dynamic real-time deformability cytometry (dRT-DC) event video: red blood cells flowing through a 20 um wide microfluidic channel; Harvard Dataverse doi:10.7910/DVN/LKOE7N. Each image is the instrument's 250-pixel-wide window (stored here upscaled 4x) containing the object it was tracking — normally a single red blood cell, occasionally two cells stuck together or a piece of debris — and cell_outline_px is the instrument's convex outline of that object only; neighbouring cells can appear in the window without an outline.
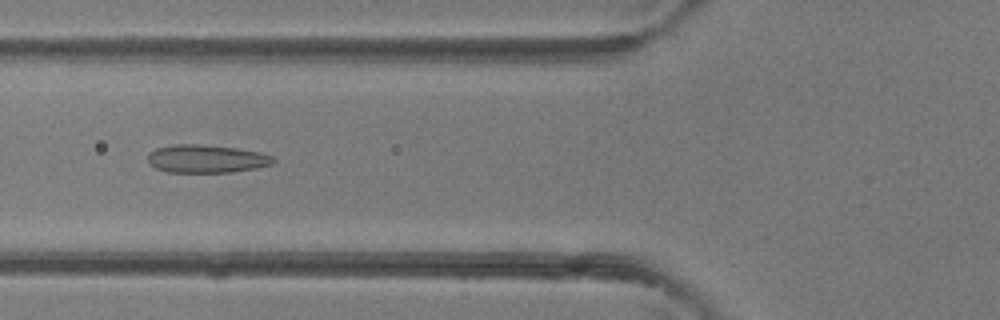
{"species": "common noctule bat (a hibernating species)", "species_latin": "Nyctalus noctula", "temperature_condition": "room temperature", "stored_images_in_passage": 4, "camera_frame_rate_fps": 3000, "um_per_image_px": 0.085, "animal": {"sex": "female"}, "frame": {"image": 1, "passage_image": 4, "time_ms": 3.333, "image_size_px": [1000, 320], "cell_outline_px": [[276, 160], [272, 164], [256, 168], [232, 172], [168, 172], [156, 168], [148, 164], [148, 152], [156, 148], [176, 144], [204, 144], [236, 148], [260, 152], [272, 156]], "centroid_in_image_um": [17.53, 13.49], "position_along_channel_um": 108.3, "area_um2": 20.63}}